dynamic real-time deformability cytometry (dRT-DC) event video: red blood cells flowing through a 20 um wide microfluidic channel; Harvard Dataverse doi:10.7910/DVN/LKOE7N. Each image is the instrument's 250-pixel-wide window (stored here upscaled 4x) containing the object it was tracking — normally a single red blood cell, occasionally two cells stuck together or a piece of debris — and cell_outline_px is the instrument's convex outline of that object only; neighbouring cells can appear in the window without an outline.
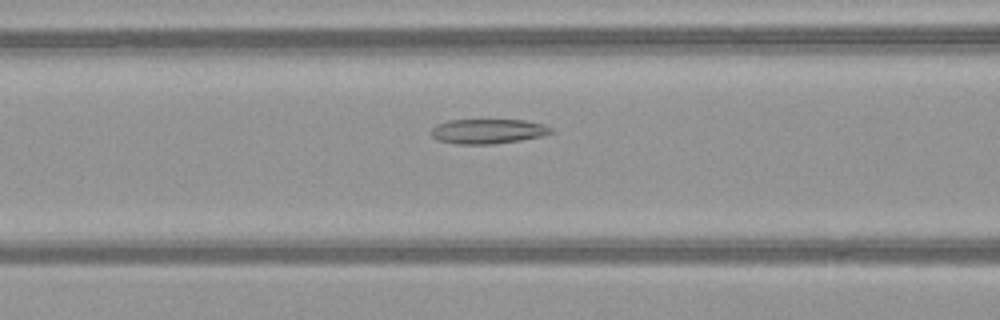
{"species": "common noctule bat (a hibernating species)", "species_latin": "Nyctalus noctula", "temperature_condition": "warm", "stored_images_in_passage": 39, "camera_frame_rate_fps": 3000, "um_per_image_px": 0.085, "animal": {"sex": "female", "body_mass_g": 21.9}, "frame": {"image": 1, "passage_image": 10, "time_ms": 3.0, "image_size_px": [1000, 320], "cell_outline_px": [[556, 132], [540, 136], [520, 140], [492, 144], [456, 144], [436, 140], [428, 132], [436, 124], [448, 120], [524, 120], [544, 124], [552, 128]], "centroid_in_image_um": [41.44, 11.16], "position_along_channel_um": 125.2, "area_um2": 17.46}}
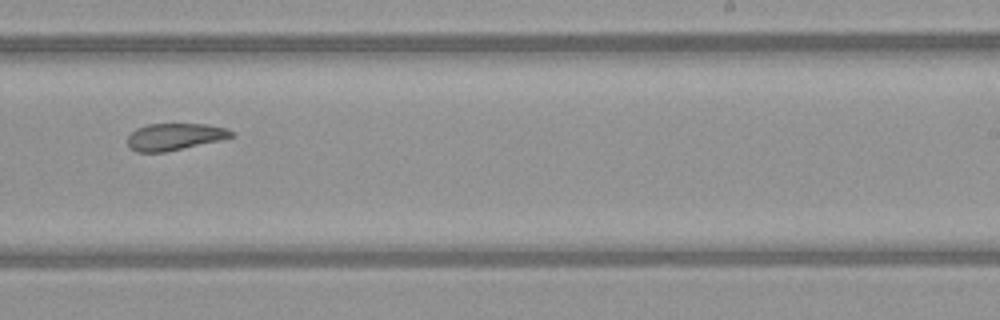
{"frame": {"image": 2, "passage_image": 21, "time_ms": 6.667, "image_size_px": [1000, 320], "cell_outline_px": [[236, 136], [220, 140], [164, 152], [136, 152], [128, 148], [128, 136], [136, 128], [148, 124], [204, 124], [228, 128], [236, 132]], "centroid_in_image_um": [14.87, 11.61], "position_along_channel_um": 274.1, "area_um2": 16.36}}
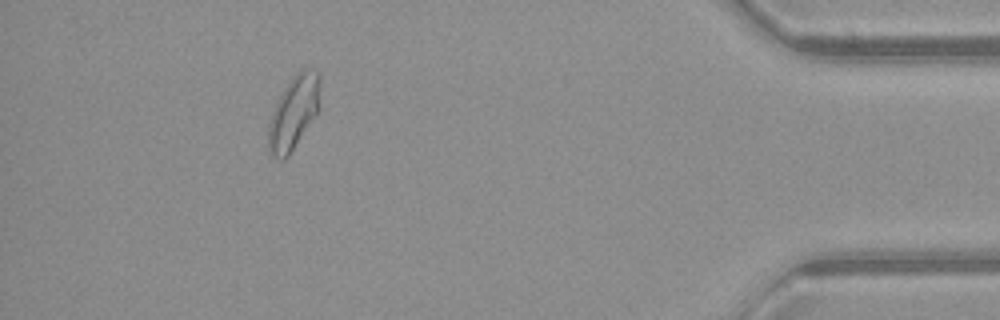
{"frame": {"image": 3, "passage_image": 35, "time_ms": 11.333, "image_size_px": [1000, 320], "cell_outline_px": [[320, 80], [316, 112], [288, 156], [284, 160], [280, 160], [268, 148], [268, 124], [272, 112], [284, 88], [292, 76], [300, 68], [312, 68], [320, 72]], "centroid_in_image_um": [24.94, 9.5], "position_along_channel_um": 410.3, "area_um2": 21.5}, "authors_computed_cell_mechanics": {"area_um2": 18.0914, "velocity_mm_per_s": 4.0663, "shape_relaxation_time_tau1_ms": null, "shape_relaxation_time_tau2_ms": 2.3028, "deformation_change_tau1": null, "deformation_change_tau2": 0.0892}}